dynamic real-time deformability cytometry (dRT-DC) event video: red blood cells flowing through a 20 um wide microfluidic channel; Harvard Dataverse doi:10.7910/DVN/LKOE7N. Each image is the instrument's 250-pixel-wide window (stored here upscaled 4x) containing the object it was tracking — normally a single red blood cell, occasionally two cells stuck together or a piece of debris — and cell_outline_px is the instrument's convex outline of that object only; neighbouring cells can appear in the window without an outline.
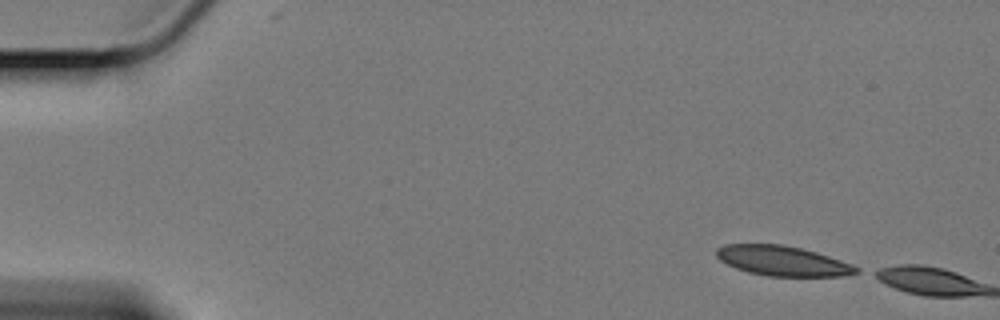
{"species": "Egyptian fruit bat (a non-hibernating species)", "species_latin": "Rousettus aegyptiacus", "temperature_condition": "cold", "stored_images_in_passage": 2, "camera_frame_rate_fps": 3000, "um_per_image_px": 0.085, "animal": {"sex": "female"}, "frame": {"image": 1, "passage_image": 1, "time_ms": 0.0, "image_size_px": [1000, 320], "cell_outline_px": [[860, 272], [844, 276], [768, 276], [748, 272], [736, 268], [720, 260], [716, 256], [716, 248], [724, 244], [780, 244], [800, 248], [816, 252], [852, 264], [860, 268]], "centroid_in_image_um": [66.52, 22.17], "position_along_channel_um": 18.5, "area_um2": 24.33}}